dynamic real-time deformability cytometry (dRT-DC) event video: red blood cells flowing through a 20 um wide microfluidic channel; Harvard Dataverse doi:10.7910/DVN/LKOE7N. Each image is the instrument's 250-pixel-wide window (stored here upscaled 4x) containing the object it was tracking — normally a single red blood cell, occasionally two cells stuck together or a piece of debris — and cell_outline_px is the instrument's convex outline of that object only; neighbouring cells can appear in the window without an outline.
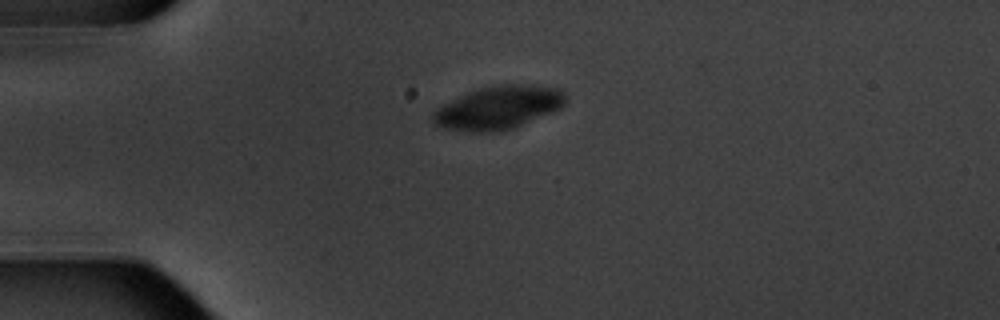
{"species": "common noctule bat (a hibernating species)", "species_latin": "Nyctalus noctula", "temperature_condition": "warm", "stored_images_in_passage": 12, "camera_frame_rate_fps": 3000, "um_per_image_px": 0.085, "animal": {"sex": "male", "body_mass_g": 20.1, "forearm_length_mm": 53.5}, "frame": {"image": 1, "passage_image": 1, "time_ms": 0.0, "image_size_px": [1000, 320], "cell_outline_px": [[564, 104], [560, 108], [552, 112], [516, 128], [500, 132], [472, 132], [440, 128], [432, 124], [432, 112], [436, 108], [468, 92], [480, 88], [500, 84], [520, 84], [552, 88], [560, 92], [564, 96]], "centroid_in_image_um": [42.28, 9.19], "position_along_channel_um": 42.7, "area_um2": 33.23}}
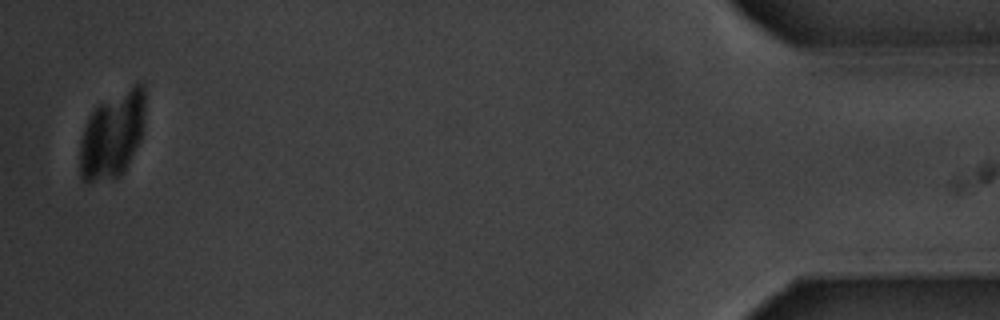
{"frame": {"image": 2, "passage_image": 12, "time_ms": 14.0, "image_size_px": [1000, 320], "cell_outline_px": [[144, 128], [140, 140], [124, 172], [120, 176], [92, 180], [84, 180], [80, 176], [80, 140], [84, 128], [92, 112], [100, 104], [132, 84], [144, 84]], "centroid_in_image_um": [9.57, 11.44], "position_along_channel_um": 425.6, "area_um2": 32.43}}